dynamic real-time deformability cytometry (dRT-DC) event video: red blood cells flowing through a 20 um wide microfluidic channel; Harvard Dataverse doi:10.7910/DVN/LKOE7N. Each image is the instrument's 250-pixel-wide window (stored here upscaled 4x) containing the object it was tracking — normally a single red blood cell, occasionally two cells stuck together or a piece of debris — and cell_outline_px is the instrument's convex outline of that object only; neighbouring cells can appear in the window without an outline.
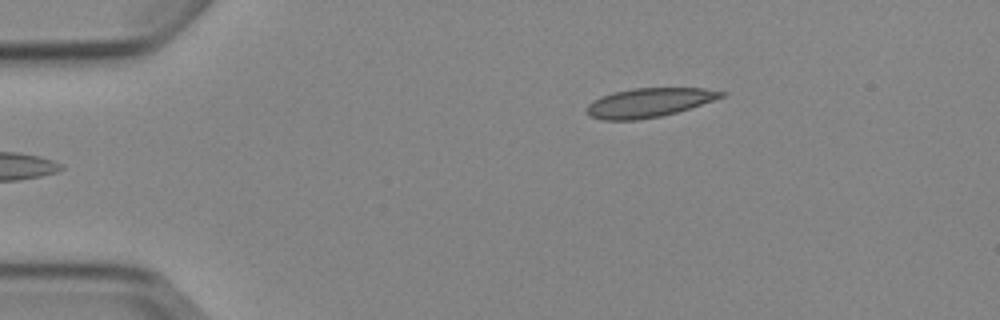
{"species": "Egyptian fruit bat (a non-hibernating species)", "species_latin": "Rousettus aegyptiacus", "temperature_condition": "cold", "stored_images_in_passage": 6, "camera_frame_rate_fps": 3000, "um_per_image_px": 0.085, "animal": {"sex": "female"}, "frame": {"image": 1, "passage_image": 6, "time_ms": 5.667, "image_size_px": [1000, 320], "cell_outline_px": [[728, 92], [724, 96], [676, 112], [660, 116], [636, 120], [604, 120], [588, 116], [588, 104], [592, 100], [600, 96], [612, 92], [632, 88], [704, 88]], "centroid_in_image_um": [55.12, 8.71], "position_along_channel_um": 29.9, "area_um2": 22.66}}